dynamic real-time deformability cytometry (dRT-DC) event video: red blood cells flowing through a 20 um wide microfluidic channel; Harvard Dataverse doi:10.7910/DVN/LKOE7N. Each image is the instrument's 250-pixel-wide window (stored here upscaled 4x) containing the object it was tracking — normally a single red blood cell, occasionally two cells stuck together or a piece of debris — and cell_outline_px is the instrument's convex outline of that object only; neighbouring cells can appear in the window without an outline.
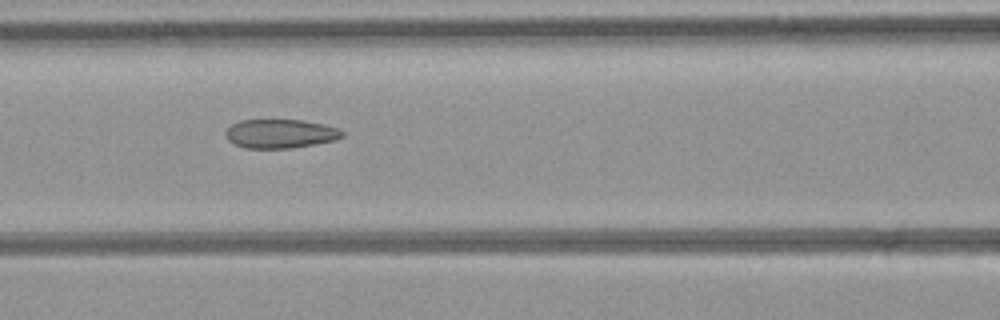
{"species": "common noctule bat (a hibernating species)", "species_latin": "Nyctalus noctula", "temperature_condition": "room temperature", "stored_images_in_passage": 9, "camera_frame_rate_fps": 3000, "um_per_image_px": 0.085, "animal": {"sex": "female", "body_mass_g": 21.9}, "frame": {"image": 1, "passage_image": 4, "time_ms": 3.333, "image_size_px": [1000, 320], "cell_outline_px": [[344, 136], [336, 140], [316, 144], [292, 148], [244, 148], [228, 140], [224, 136], [224, 132], [232, 124], [240, 120], [300, 120], [324, 124], [336, 128], [344, 132]], "centroid_in_image_um": [23.82, 11.37], "position_along_channel_um": 142.8, "area_um2": 19.71}}
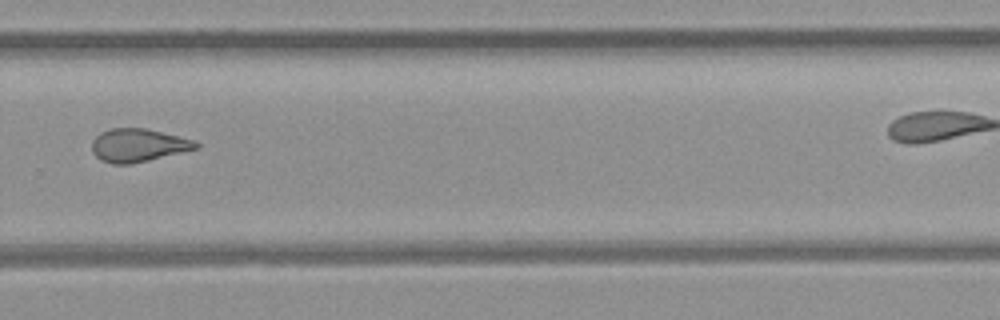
{"frame": {"image": 2, "passage_image": 8, "time_ms": 7.667, "image_size_px": [1000, 320], "cell_outline_px": [[200, 148], [132, 164], [112, 164], [100, 160], [92, 152], [92, 140], [100, 132], [112, 128], [144, 128], [196, 140], [200, 144]], "centroid_in_image_um": [11.75, 12.35], "position_along_channel_um": 318.0, "area_um2": 20.23}}